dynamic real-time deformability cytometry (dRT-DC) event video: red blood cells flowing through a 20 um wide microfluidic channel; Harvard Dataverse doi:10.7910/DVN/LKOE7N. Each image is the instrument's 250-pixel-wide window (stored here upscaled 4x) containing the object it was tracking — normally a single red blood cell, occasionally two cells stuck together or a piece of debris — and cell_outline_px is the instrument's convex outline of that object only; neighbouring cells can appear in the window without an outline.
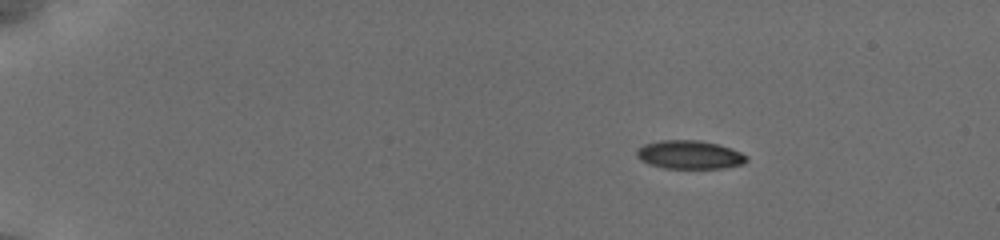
{"species": "common noctule bat (a hibernating species)", "species_latin": "Nyctalus noctula", "temperature_condition": "cold", "stored_images_in_passage": 47, "camera_frame_rate_fps": 3000, "um_per_image_px": 0.085, "animal": {"sex": "female", "body_mass_g": 19.5, "forearm_length_mm": 54.1}, "frame": {"image": 1, "passage_image": 1, "time_ms": 0.0, "image_size_px": [1000, 240], "cell_outline_px": [[748, 160], [744, 164], [724, 168], [664, 168], [648, 164], [640, 160], [636, 156], [636, 152], [644, 144], [660, 140], [696, 140], [716, 144], [740, 152], [748, 156]], "centroid_in_image_um": [58.6, 13.16], "position_along_channel_um": 26.4, "area_um2": 18.15}}
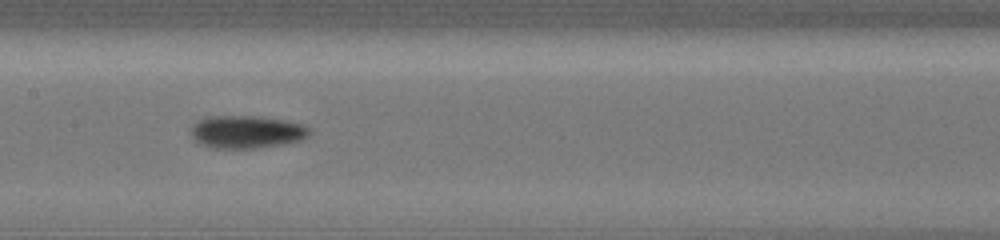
{"frame": {"image": 2, "passage_image": 22, "time_ms": 7.0, "image_size_px": [1000, 240], "cell_outline_px": [[308, 136], [300, 140], [260, 148], [212, 148], [200, 144], [192, 136], [192, 124], [196, 120], [204, 116], [252, 116], [284, 120], [300, 124], [308, 128]], "centroid_in_image_um": [20.88, 11.21], "position_along_channel_um": 186.5, "area_um2": 22.43}}
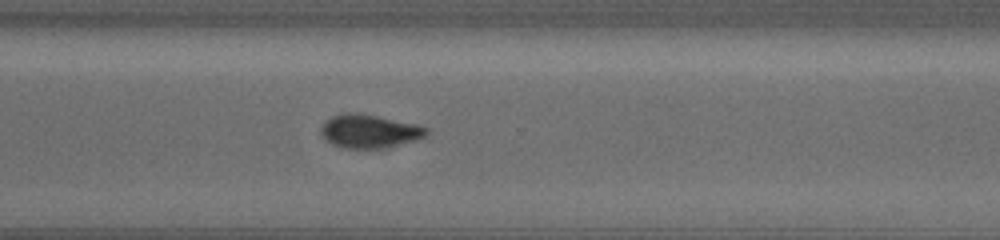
{"frame": {"image": 3, "passage_image": 34, "time_ms": 11.0, "image_size_px": [1000, 240], "cell_outline_px": [[428, 136], [416, 140], [380, 148], [344, 148], [332, 144], [320, 132], [320, 128], [332, 116], [348, 112], [352, 112], [380, 116], [420, 124], [428, 128]], "centroid_in_image_um": [31.46, 11.14], "position_along_channel_um": 339.1, "area_um2": 20.52}, "authors_computed_cell_mechanics": {"area_um2": 20.4034, "velocity_mm_per_s": 3.8336, "shape_relaxation_time_tau1_ms": 3.632, "shape_relaxation_time_tau2_ms": 3.8508, "deformation_change_tau1": 0.1124, "deformation_change_tau2": 0.0767}}